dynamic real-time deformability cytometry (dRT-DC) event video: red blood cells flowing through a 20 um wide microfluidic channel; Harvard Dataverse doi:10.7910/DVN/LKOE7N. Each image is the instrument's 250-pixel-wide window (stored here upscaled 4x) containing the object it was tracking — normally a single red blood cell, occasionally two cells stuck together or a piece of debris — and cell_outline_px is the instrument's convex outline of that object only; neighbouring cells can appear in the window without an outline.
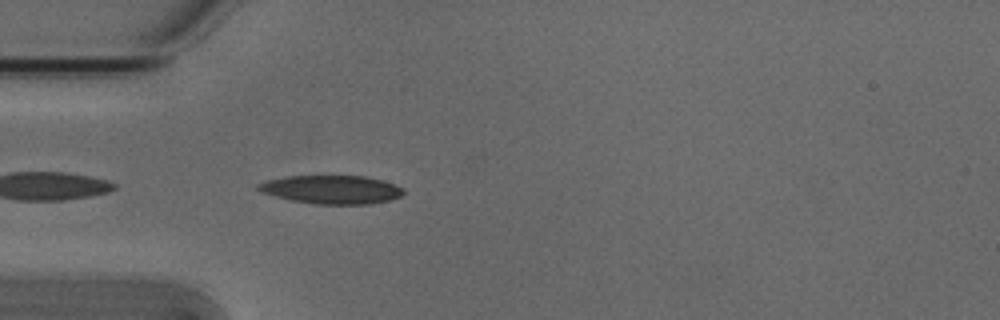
{"species": "Egyptian fruit bat (a non-hibernating species)", "species_latin": "Rousettus aegyptiacus", "temperature_condition": "cold", "stored_images_in_passage": 40, "camera_frame_rate_fps": 3000, "um_per_image_px": 0.085, "animal": {"sex": "male"}, "frame": {"image": 1, "passage_image": 2, "time_ms": 0.333, "image_size_px": [1000, 320], "cell_outline_px": [[404, 192], [400, 196], [388, 200], [368, 204], [316, 204], [292, 200], [260, 192], [256, 188], [256, 184], [268, 180], [288, 176], [364, 176], [384, 180], [396, 184], [404, 188]], "centroid_in_image_um": [28.19, 16.1], "position_along_channel_um": 56.8, "area_um2": 24.04}}
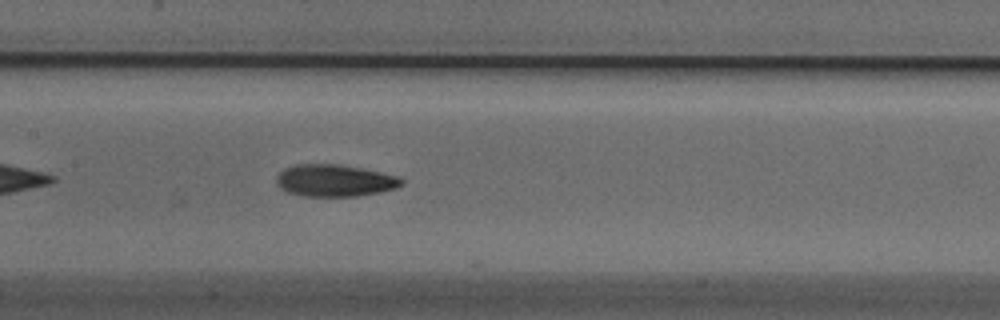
{"frame": {"image": 2, "passage_image": 12, "time_ms": 3.667, "image_size_px": [1000, 320], "cell_outline_px": [[404, 184], [396, 188], [380, 192], [360, 196], [300, 196], [288, 192], [280, 188], [276, 184], [276, 176], [284, 168], [296, 164], [340, 164], [400, 176], [404, 180]], "centroid_in_image_um": [28.45, 15.35], "position_along_channel_um": 178.9, "area_um2": 23.58}}
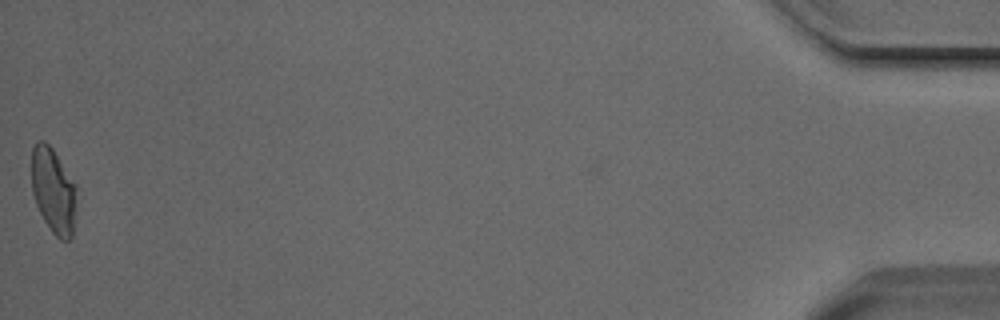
{"frame": {"image": 3, "passage_image": 40, "time_ms": 13.0, "image_size_px": [1000, 320], "cell_outline_px": [[76, 208], [72, 236], [68, 240], [60, 240], [52, 232], [44, 220], [36, 204], [32, 192], [32, 148], [36, 140], [44, 140], [52, 148], [76, 184]], "centroid_in_image_um": [4.54, 16.2], "position_along_channel_um": 430.7, "area_um2": 22.48}, "authors_computed_cell_mechanics": {"area_um2": 22.6287, "velocity_mm_per_s": 3.7898, "shape_relaxation_time_tau1_ms": 2.4043, "shape_relaxation_time_tau2_ms": 2.7366, "deformation_change_tau1": null, "deformation_change_tau2": 0.095}}